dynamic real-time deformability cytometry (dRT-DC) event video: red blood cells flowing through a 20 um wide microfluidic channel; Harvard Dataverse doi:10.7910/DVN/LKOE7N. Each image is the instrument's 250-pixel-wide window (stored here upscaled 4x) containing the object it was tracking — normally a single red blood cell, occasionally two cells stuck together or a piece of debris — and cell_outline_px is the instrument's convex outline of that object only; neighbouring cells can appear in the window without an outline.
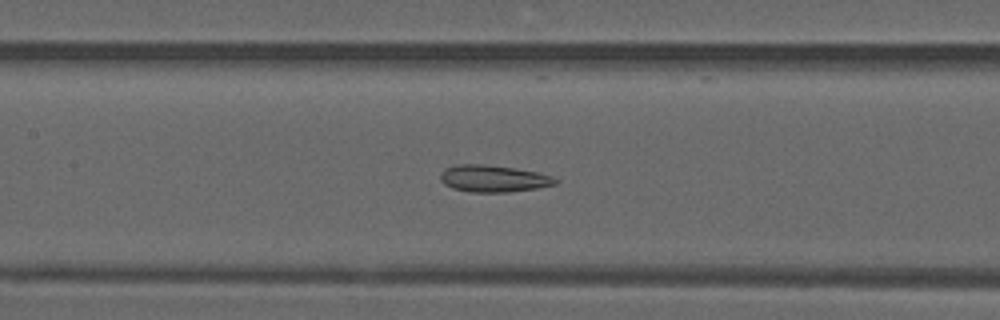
{"species": "common noctule bat (a hibernating species)", "species_latin": "Nyctalus noctula", "temperature_condition": "warm", "stored_images_in_passage": 28, "camera_frame_rate_fps": 3000, "um_per_image_px": 0.085, "animal": {"sex": "male", "forearm_length_mm": 52.5}, "frame": {"image": 1, "passage_image": 23, "time_ms": 7.333, "image_size_px": [1000, 320], "cell_outline_px": [[556, 184], [536, 188], [508, 192], [468, 192], [452, 188], [444, 184], [440, 180], [440, 172], [444, 168], [456, 164], [484, 164], [516, 168], [536, 172], [552, 176], [556, 180]], "centroid_in_image_um": [41.87, 15.17], "position_along_channel_um": 165.5, "area_um2": 18.09}}
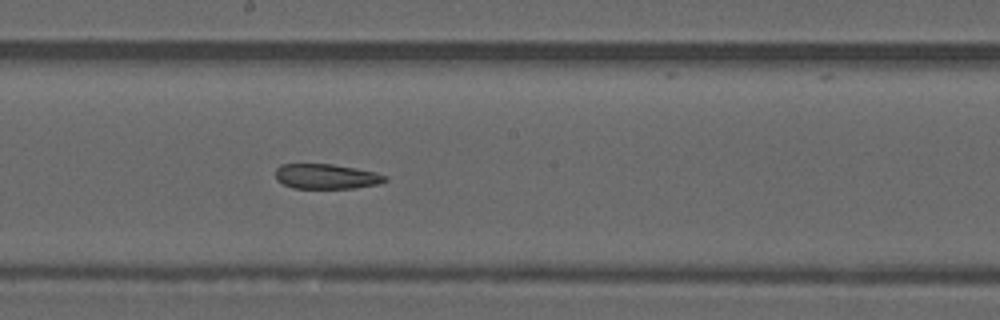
{"frame": {"image": 2, "passage_image": 27, "time_ms": 8.667, "image_size_px": [1000, 320], "cell_outline_px": [[388, 180], [380, 184], [356, 188], [292, 188], [276, 180], [276, 168], [280, 164], [332, 164], [356, 168], [388, 176]], "centroid_in_image_um": [27.74, 15.0], "position_along_channel_um": 220.5, "area_um2": 16.01}}